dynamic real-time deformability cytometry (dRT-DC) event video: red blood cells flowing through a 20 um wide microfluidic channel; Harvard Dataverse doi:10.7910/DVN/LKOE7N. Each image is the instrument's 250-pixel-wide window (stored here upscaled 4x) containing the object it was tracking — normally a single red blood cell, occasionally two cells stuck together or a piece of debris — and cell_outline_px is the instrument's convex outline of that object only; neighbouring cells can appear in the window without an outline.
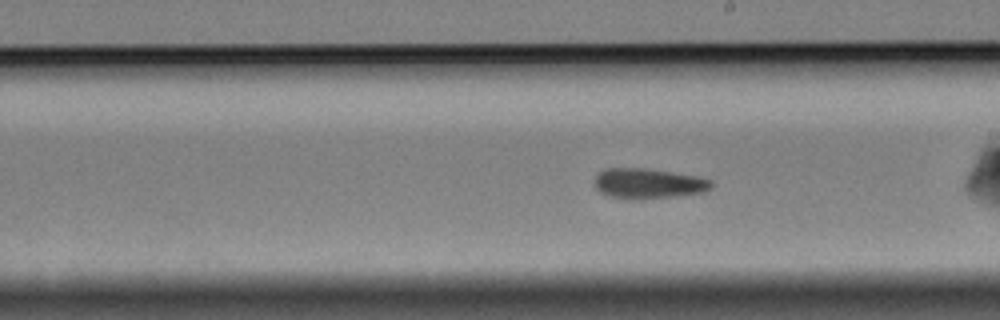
{"species": "Egyptian fruit bat (a non-hibernating species)", "species_latin": "Rousettus aegyptiacus", "temperature_condition": "cold", "stored_images_in_passage": 49, "camera_frame_rate_fps": 3000, "um_per_image_px": 0.085, "animal": {"sex": "female"}, "frame": {"image": 1, "passage_image": 22, "time_ms": 7.0, "image_size_px": [1000, 320], "cell_outline_px": [[712, 188], [704, 192], [676, 196], [636, 200], [632, 200], [608, 196], [600, 192], [596, 188], [596, 176], [604, 168], [644, 168], [700, 176], [712, 180]], "centroid_in_image_um": [55.13, 15.6], "position_along_channel_um": 233.9, "area_um2": 20.75}, "authors_computed_cell_mechanics": {"area_um2": 20.3456, "velocity_mm_per_s": 3.2808, "shape_relaxation_time_tau1_ms": null, "shape_relaxation_time_tau2_ms": 5.1573, "deformation_change_tau1": null, "deformation_change_tau2": 0.0974}}